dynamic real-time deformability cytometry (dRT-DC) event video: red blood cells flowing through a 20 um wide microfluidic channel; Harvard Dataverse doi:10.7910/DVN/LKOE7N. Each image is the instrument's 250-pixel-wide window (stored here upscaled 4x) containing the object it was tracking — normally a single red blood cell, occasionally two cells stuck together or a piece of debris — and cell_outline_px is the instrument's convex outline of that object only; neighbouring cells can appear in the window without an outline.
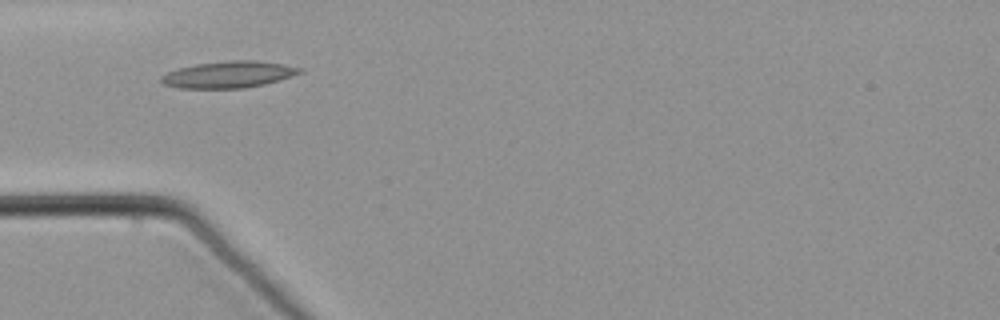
{"species": "common noctule bat (a hibernating species)", "species_latin": "Nyctalus noctula", "temperature_condition": "warm", "stored_images_in_passage": 40, "camera_frame_rate_fps": 3000, "um_per_image_px": 0.085, "animal": {"sex": "male", "body_mass_g": 21.5, "forearm_length_mm": 52.0}, "frame": {"image": 1, "passage_image": 1, "time_ms": 0.0, "image_size_px": [1000, 320], "cell_outline_px": [[304, 72], [280, 80], [264, 84], [244, 88], [180, 88], [164, 84], [160, 80], [160, 76], [176, 68], [196, 64], [232, 60], [256, 60], [284, 64], [304, 68]], "centroid_in_image_um": [19.46, 6.33], "position_along_channel_um": 65.5, "area_um2": 21.62}}
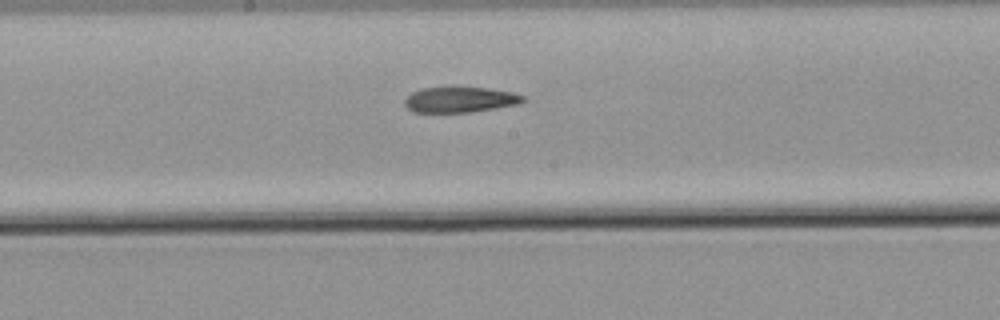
{"frame": {"image": 2, "passage_image": 13, "time_ms": 4.0, "image_size_px": [1000, 320], "cell_outline_px": [[528, 100], [520, 104], [496, 108], [468, 112], [412, 112], [404, 104], [404, 100], [412, 92], [420, 88], [488, 88], [512, 92], [524, 96]], "centroid_in_image_um": [39.13, 8.48], "position_along_channel_um": 209.1, "area_um2": 17.51}}
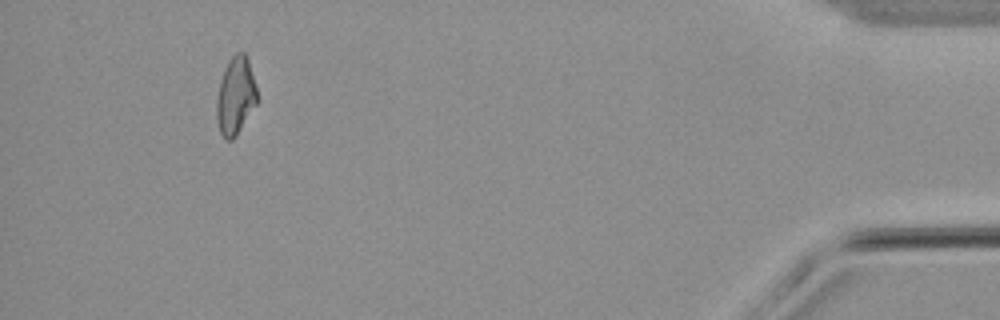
{"frame": {"image": 3, "passage_image": 36, "time_ms": 11.667, "image_size_px": [1000, 320], "cell_outline_px": [[256, 104], [236, 136], [232, 140], [224, 140], [220, 132], [216, 120], [216, 100], [220, 80], [224, 68], [228, 60], [236, 52], [244, 52], [248, 56], [256, 84]], "centroid_in_image_um": [20.0, 8.13], "position_along_channel_um": 415.2, "area_um2": 18.55}}